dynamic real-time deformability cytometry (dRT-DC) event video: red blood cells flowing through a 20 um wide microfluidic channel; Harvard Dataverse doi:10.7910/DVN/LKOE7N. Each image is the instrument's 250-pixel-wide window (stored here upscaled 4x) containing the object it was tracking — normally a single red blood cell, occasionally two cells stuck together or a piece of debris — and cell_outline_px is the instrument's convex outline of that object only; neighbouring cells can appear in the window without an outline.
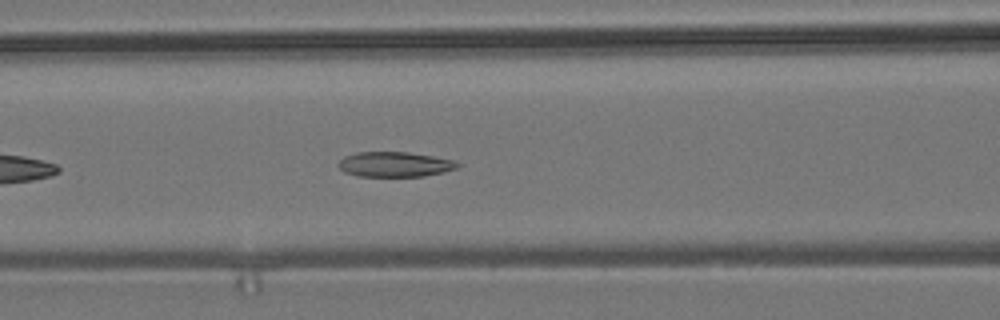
{"species": "common noctule bat (a hibernating species)", "species_latin": "Nyctalus noctula", "temperature_condition": "room temperature", "stored_images_in_passage": 13, "camera_frame_rate_fps": 3000, "um_per_image_px": 0.085, "animal": {"sex": "male", "body_mass_g": 19.2, "forearm_length_mm": 51.8}, "frame": {"image": 1, "passage_image": 10, "time_ms": 3.0, "image_size_px": [1000, 320], "cell_outline_px": [[460, 164], [456, 168], [444, 172], [424, 176], [356, 176], [344, 172], [336, 164], [344, 156], [356, 152], [408, 152], [456, 160]], "centroid_in_image_um": [33.54, 13.97], "position_along_channel_um": 133.1, "area_um2": 17.46}}